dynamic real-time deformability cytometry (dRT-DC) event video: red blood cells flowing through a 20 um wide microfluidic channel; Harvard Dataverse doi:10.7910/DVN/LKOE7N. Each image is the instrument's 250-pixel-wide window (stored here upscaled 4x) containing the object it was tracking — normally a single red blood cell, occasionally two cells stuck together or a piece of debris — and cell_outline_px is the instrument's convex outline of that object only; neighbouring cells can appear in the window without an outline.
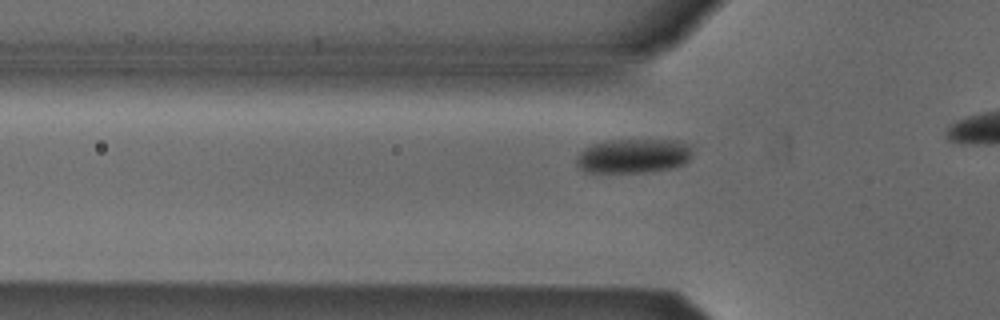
{"species": "Egyptian fruit bat (a non-hibernating species)", "species_latin": "Rousettus aegyptiacus", "temperature_condition": "cold", "stored_images_in_passage": 9, "camera_frame_rate_fps": 3000, "um_per_image_px": 0.085, "animal": {"sex": "male"}, "frame": {"image": 1, "passage_image": 3, "time_ms": 0.667, "image_size_px": [1000, 320], "cell_outline_px": [[692, 156], [684, 164], [676, 168], [652, 172], [584, 172], [576, 164], [576, 156], [584, 148], [592, 144], [612, 140], [676, 140], [692, 144]], "centroid_in_image_um": [53.89, 13.26], "position_along_channel_um": 71.9, "area_um2": 23.64}}
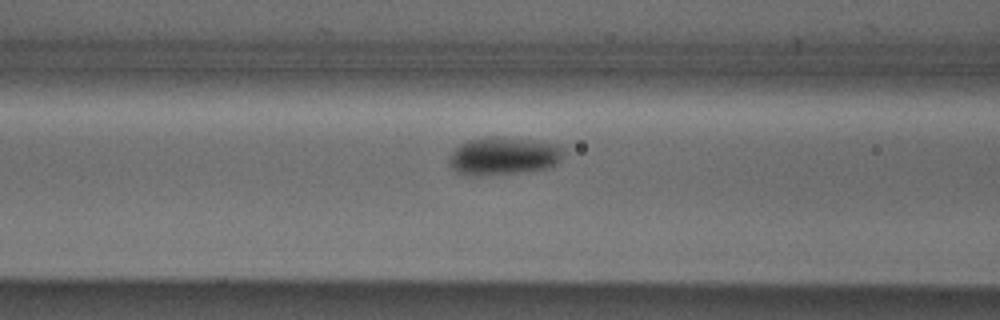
{"frame": {"image": 2, "passage_image": 7, "time_ms": 2.0, "image_size_px": [1000, 320], "cell_outline_px": [[564, 152], [560, 160], [552, 168], [520, 172], [472, 176], [456, 172], [448, 164], [448, 156], [460, 144], [468, 140], [484, 136], [504, 136], [540, 140], [560, 144], [564, 148]], "centroid_in_image_um": [42.83, 13.23], "position_along_channel_um": 123.8, "area_um2": 26.01}}